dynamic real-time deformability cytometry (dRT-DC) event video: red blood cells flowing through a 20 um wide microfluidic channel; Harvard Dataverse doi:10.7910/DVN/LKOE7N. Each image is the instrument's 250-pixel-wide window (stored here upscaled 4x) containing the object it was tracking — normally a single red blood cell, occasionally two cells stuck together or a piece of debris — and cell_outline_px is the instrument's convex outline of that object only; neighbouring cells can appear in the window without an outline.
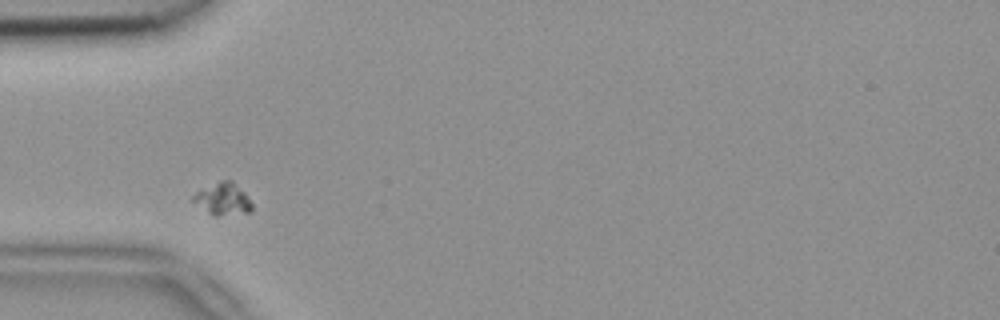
{"species": "common noctule bat (a hibernating species)", "species_latin": "Nyctalus noctula", "temperature_condition": "room temperature", "stored_images_in_passage": 8, "camera_frame_rate_fps": 3000, "um_per_image_px": 0.085, "animal": {"sex": "female", "body_mass_g": 18.4}, "frame": {"image": 1, "passage_image": 2, "time_ms": 0.333, "image_size_px": [1000, 320], "cell_outline_px": [[252, 208], [248, 212], [216, 216], [212, 216], [188, 200], [196, 192], [220, 180], [232, 180], [248, 196], [252, 204]], "centroid_in_image_um": [18.89, 16.92], "position_along_channel_um": 66.1, "area_um2": 11.16}}
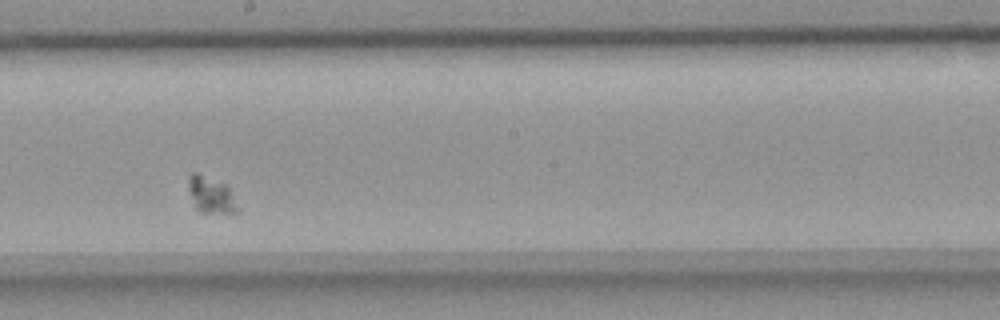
{"frame": {"image": 2, "passage_image": 6, "time_ms": 1.667, "image_size_px": [1000, 320], "cell_outline_px": [[240, 208], [236, 212], [228, 216], [200, 212], [196, 208], [188, 188], [188, 176], [192, 172], [196, 172], [224, 184], [232, 192]], "centroid_in_image_um": [17.98, 16.63], "position_along_channel_um": 230.2, "area_um2": 10.81}}
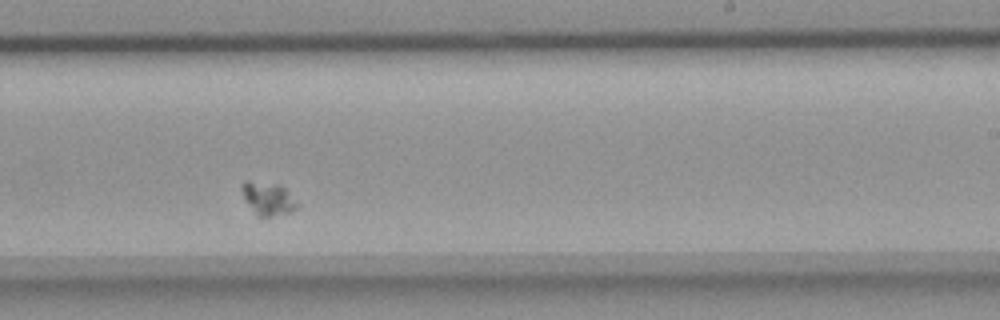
{"frame": {"image": 3, "passage_image": 7, "time_ms": 2.0, "image_size_px": [1000, 320], "cell_outline_px": [[300, 204], [292, 212], [272, 216], [260, 216], [244, 200], [240, 188], [240, 184], [244, 180], [248, 180], [280, 184]], "centroid_in_image_um": [22.77, 16.84], "position_along_channel_um": 266.2, "area_um2": 10.75}}